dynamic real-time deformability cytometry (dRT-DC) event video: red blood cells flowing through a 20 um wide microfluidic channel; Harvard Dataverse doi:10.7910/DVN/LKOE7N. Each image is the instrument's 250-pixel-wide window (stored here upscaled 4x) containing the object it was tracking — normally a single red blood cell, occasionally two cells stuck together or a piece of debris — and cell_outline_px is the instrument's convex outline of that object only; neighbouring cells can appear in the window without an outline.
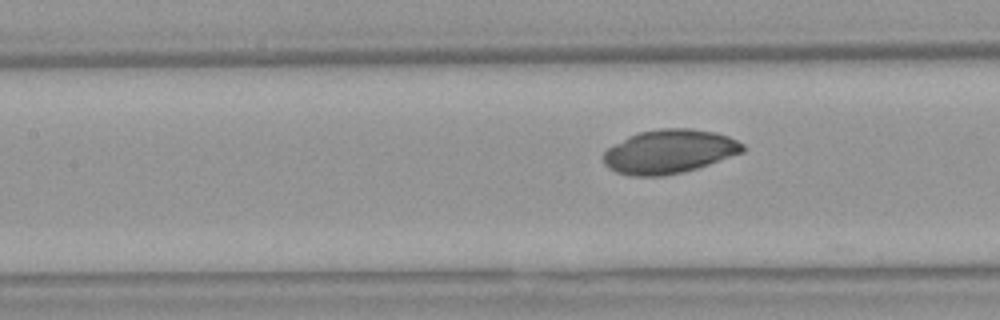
{"species": "Egyptian fruit bat (a non-hibernating species)", "species_latin": "Rousettus aegyptiacus", "temperature_condition": "warm", "stored_images_in_passage": 8, "segment_of_instrument_passage": [2, 2], "camera_frame_rate_fps": 3000, "um_per_image_px": 0.085, "animal": {"sex": "female"}, "frame": {"image": 1, "passage_image": 8, "time_ms": 9.667, "image_size_px": [1000, 320], "cell_outline_px": [[748, 148], [744, 152], [696, 168], [680, 172], [660, 176], [628, 176], [616, 172], [608, 168], [604, 164], [600, 156], [608, 148], [628, 136], [640, 132], [660, 128], [688, 128], [716, 132], [728, 136], [744, 144]], "centroid_in_image_um": [56.87, 12.88], "position_along_channel_um": 150.5, "area_um2": 35.72}}